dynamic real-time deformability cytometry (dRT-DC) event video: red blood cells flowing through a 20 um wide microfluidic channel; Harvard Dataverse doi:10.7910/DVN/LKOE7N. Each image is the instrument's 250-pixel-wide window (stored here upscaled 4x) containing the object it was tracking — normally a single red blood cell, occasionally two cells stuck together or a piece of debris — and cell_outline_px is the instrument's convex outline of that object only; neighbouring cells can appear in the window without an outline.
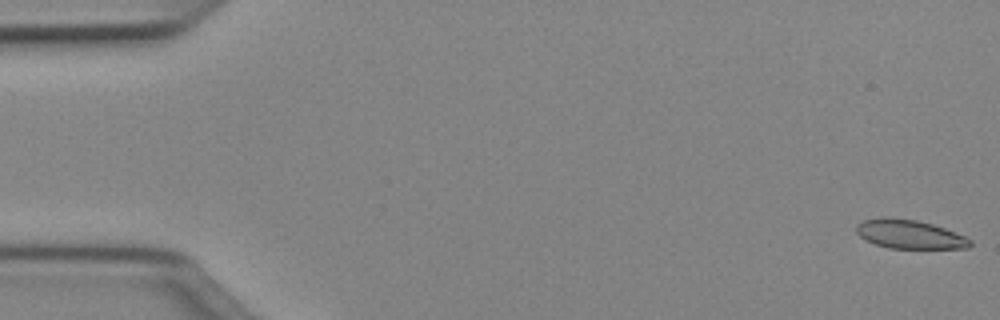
{"species": "Egyptian fruit bat (a non-hibernating species)", "species_latin": "Rousettus aegyptiacus", "temperature_condition": "cold", "stored_images_in_passage": 50, "camera_frame_rate_fps": 3000, "um_per_image_px": 0.085, "animal": {"sex": "female"}, "frame": {"image": 1, "passage_image": 1, "time_ms": 0.0, "image_size_px": [1000, 320], "cell_outline_px": [[972, 244], [968, 248], [888, 248], [876, 244], [860, 236], [856, 232], [856, 224], [864, 220], [884, 216], [888, 216], [916, 220], [932, 224], [944, 228], [964, 236], [972, 240]], "centroid_in_image_um": [77.3, 19.9], "position_along_channel_um": 7.7, "area_um2": 19.07}}
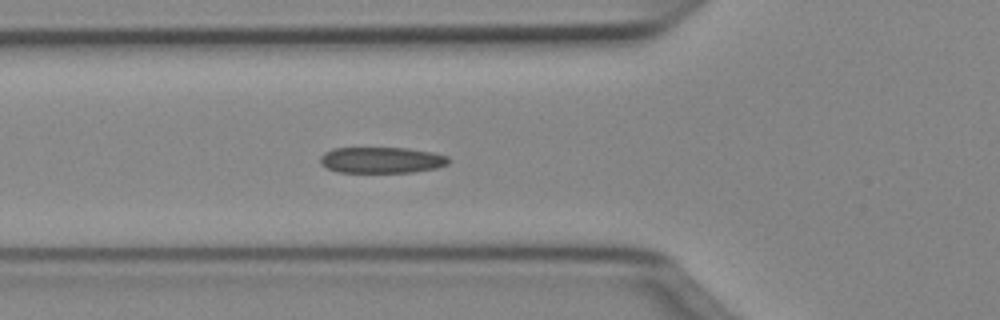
{"frame": {"image": 2, "passage_image": 18, "time_ms": 5.667, "image_size_px": [1000, 320], "cell_outline_px": [[448, 164], [436, 168], [412, 172], [340, 172], [328, 168], [320, 164], [320, 156], [324, 152], [332, 148], [408, 148], [432, 152], [448, 156]], "centroid_in_image_um": [32.41, 13.6], "position_along_channel_um": 93.4, "area_um2": 19.48}}
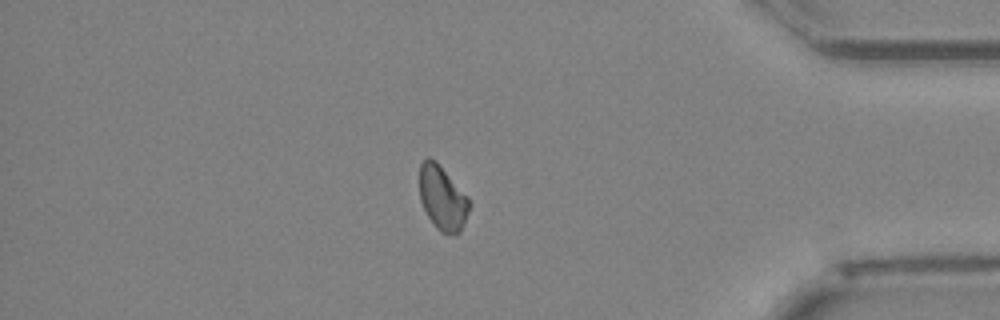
{"frame": {"image": 3, "passage_image": 43, "time_ms": 14.0, "image_size_px": [1000, 320], "cell_outline_px": [[472, 204], [460, 232], [456, 236], [452, 236], [440, 232], [436, 228], [428, 216], [420, 200], [420, 164], [428, 156], [436, 160], [468, 196]], "centroid_in_image_um": [37.64, 16.85], "position_along_channel_um": 397.6, "area_um2": 18.96}, "authors_computed_cell_mechanics": {"area_um2": 19.6231, "velocity_mm_per_s": 4.036, "shape_relaxation_time_tau1_ms": 8.5213, "shape_relaxation_time_tau2_ms": 2.9754, "deformation_change_tau1": 0.155, "deformation_change_tau2": 0.0759}}